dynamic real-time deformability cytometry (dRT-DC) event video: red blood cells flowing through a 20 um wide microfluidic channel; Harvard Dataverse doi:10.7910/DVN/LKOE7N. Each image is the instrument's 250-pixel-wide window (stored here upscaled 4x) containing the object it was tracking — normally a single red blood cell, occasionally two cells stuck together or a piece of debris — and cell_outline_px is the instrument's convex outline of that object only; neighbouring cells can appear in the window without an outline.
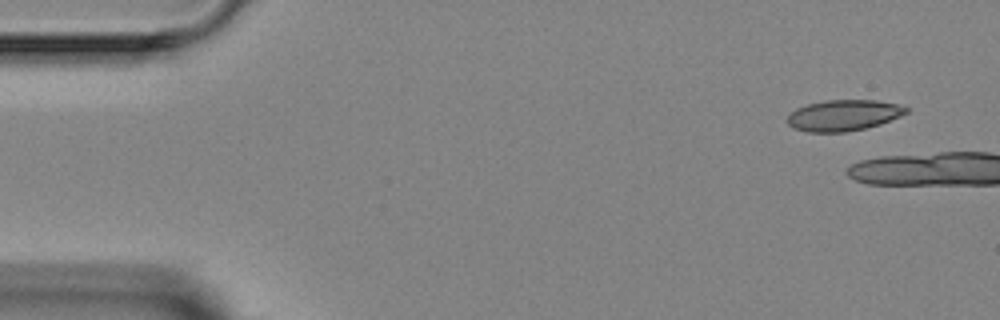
{"species": "Egyptian fruit bat (a non-hibernating species)", "species_latin": "Rousettus aegyptiacus", "temperature_condition": "room temperature", "stored_images_in_passage": 6, "camera_frame_rate_fps": 3000, "um_per_image_px": 0.085, "animal": {"sex": "female"}, "frame": {"image": 1, "passage_image": 1, "time_ms": 0.0, "image_size_px": [1000, 320], "cell_outline_px": [[908, 112], [900, 116], [880, 124], [864, 128], [844, 132], [808, 132], [792, 128], [784, 120], [796, 108], [808, 104], [824, 100], [876, 100], [896, 104], [908, 108]], "centroid_in_image_um": [71.65, 9.8], "position_along_channel_um": 13.3, "area_um2": 21.44}}